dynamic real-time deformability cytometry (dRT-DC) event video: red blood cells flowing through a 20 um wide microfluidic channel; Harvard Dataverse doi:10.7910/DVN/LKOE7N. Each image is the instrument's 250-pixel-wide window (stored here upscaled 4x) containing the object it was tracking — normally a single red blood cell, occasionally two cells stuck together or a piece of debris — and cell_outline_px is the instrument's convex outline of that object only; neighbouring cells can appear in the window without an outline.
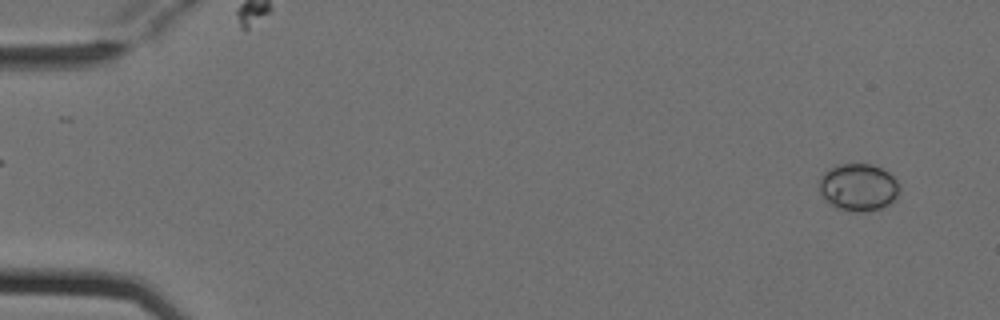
{"species": "Egyptian fruit bat (a non-hibernating species)", "species_latin": "Rousettus aegyptiacus", "temperature_condition": "cold", "stored_images_in_passage": 5, "camera_frame_rate_fps": 3000, "um_per_image_px": 0.085, "animal": {"sex": "female"}, "frame": {"image": 1, "passage_image": 5, "time_ms": 1.333, "image_size_px": [1000, 320], "cell_outline_px": [[900, 188], [896, 200], [880, 208], [860, 212], [856, 212], [836, 208], [824, 200], [820, 192], [820, 176], [828, 168], [836, 164], [872, 164], [888, 172], [896, 180]], "centroid_in_image_um": [72.94, 15.91], "position_along_channel_um": 12.1, "area_um2": 22.25}}